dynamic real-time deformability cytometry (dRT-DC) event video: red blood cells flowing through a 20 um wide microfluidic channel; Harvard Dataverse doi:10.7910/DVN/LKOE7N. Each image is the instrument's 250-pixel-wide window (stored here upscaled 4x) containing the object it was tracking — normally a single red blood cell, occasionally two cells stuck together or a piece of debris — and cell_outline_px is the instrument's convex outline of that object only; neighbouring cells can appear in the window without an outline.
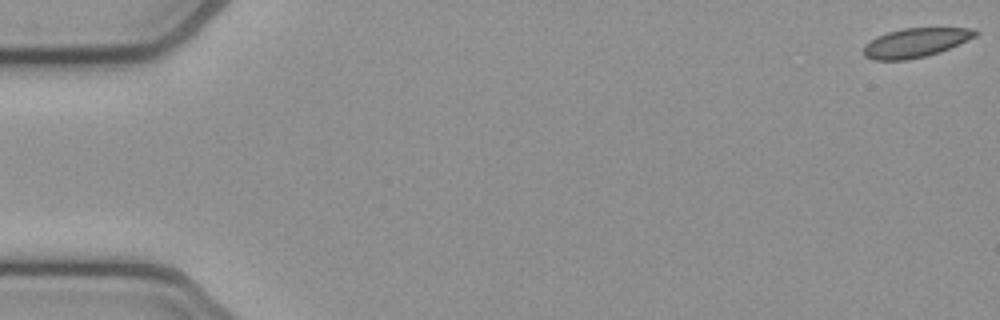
{"species": "common noctule bat (a hibernating species)", "species_latin": "Nyctalus noctula", "temperature_condition": "cold", "stored_images_in_passage": 8, "camera_frame_rate_fps": 3000, "um_per_image_px": 0.085, "animal": {"sex": "female", "body_mass_g": 21.9}, "frame": {"image": 1, "passage_image": 1, "time_ms": 0.0, "image_size_px": [1000, 320], "cell_outline_px": [[980, 32], [976, 36], [968, 40], [948, 48], [924, 56], [908, 60], [872, 60], [864, 56], [864, 44], [876, 36], [888, 32], [904, 28], [972, 28]], "centroid_in_image_um": [77.78, 3.62], "position_along_channel_um": 7.2, "area_um2": 18.84}}